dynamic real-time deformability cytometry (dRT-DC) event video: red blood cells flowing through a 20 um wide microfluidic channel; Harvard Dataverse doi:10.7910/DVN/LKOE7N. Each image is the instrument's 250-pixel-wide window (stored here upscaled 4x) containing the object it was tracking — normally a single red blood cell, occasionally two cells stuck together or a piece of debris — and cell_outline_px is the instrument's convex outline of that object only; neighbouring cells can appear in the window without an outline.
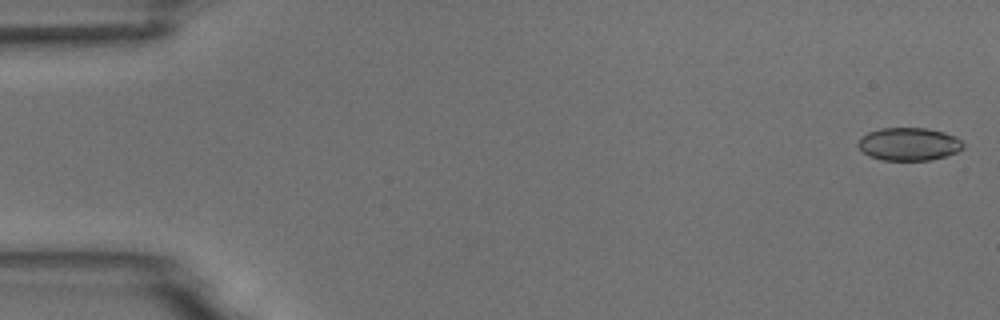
{"species": "common noctule bat (a hibernating species)", "species_latin": "Nyctalus noctula", "temperature_condition": "room temperature", "stored_images_in_passage": 54, "camera_frame_rate_fps": 3000, "um_per_image_px": 0.085, "animal": {"sex": "male", "body_mass_g": 18.8}, "frame": {"image": 1, "passage_image": 1, "time_ms": 0.0, "image_size_px": [1000, 320], "cell_outline_px": [[964, 148], [948, 156], [932, 160], [880, 160], [868, 156], [856, 144], [860, 136], [868, 132], [880, 128], [928, 128], [944, 132], [960, 140], [964, 144]], "centroid_in_image_um": [77.23, 12.25], "position_along_channel_um": 7.8, "area_um2": 20.35}}
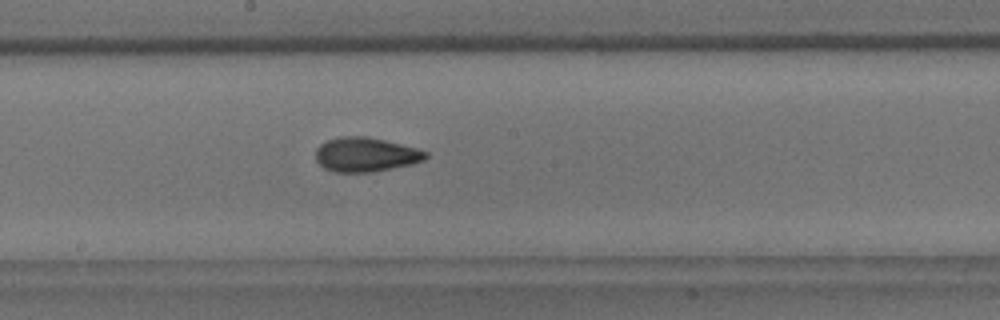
{"frame": {"image": 2, "passage_image": 29, "time_ms": 9.333, "image_size_px": [1000, 320], "cell_outline_px": [[428, 156], [424, 160], [412, 164], [372, 172], [336, 172], [324, 168], [316, 160], [316, 148], [320, 144], [328, 140], [340, 136], [368, 136], [416, 148], [428, 152]], "centroid_in_image_um": [31.07, 13.14], "position_along_channel_um": 217.1, "area_um2": 21.96}}
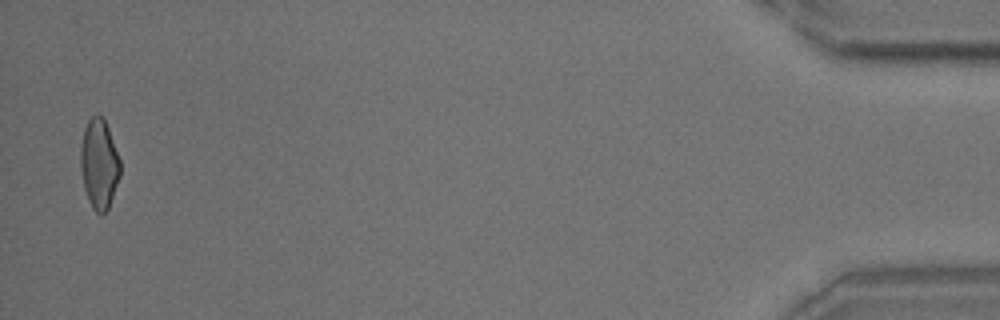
{"frame": {"image": 3, "passage_image": 53, "time_ms": 17.333, "image_size_px": [1000, 320], "cell_outline_px": [[120, 176], [108, 208], [100, 216], [92, 208], [88, 200], [84, 188], [80, 168], [80, 148], [84, 128], [88, 120], [92, 116], [104, 116], [120, 160]], "centroid_in_image_um": [8.41, 13.93], "position_along_channel_um": 426.8, "area_um2": 20.81}, "authors_computed_cell_mechanics": {"area_um2": 20.9236, "velocity_mm_per_s": 3.7304, "shape_relaxation_time_tau1_ms": 5.3333, "shape_relaxation_time_tau2_ms": 2.2992, "deformation_change_tau1": 0.1397, "deformation_change_tau2": 0.086}}